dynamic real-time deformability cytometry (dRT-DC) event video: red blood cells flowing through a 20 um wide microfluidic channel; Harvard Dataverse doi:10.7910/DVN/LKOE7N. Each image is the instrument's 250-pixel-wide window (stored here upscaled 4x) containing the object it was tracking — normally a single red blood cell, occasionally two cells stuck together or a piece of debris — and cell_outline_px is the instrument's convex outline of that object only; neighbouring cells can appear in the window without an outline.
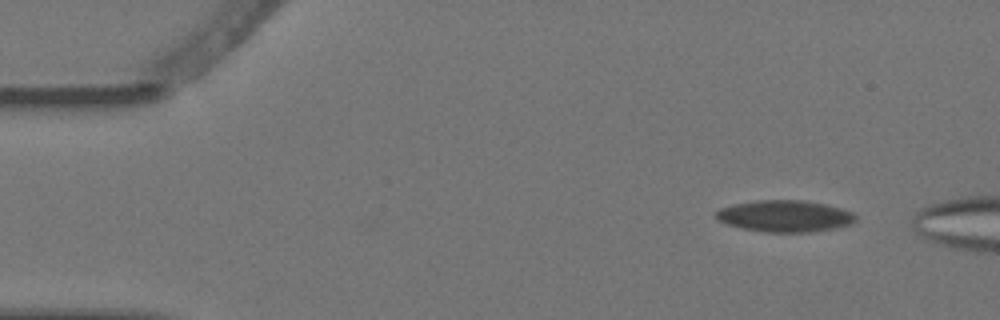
{"species": "Egyptian fruit bat (a non-hibernating species)", "species_latin": "Rousettus aegyptiacus", "temperature_condition": "warm", "stored_images_in_passage": 5, "camera_frame_rate_fps": 3000, "um_per_image_px": 0.085, "animal": {"sex": "female"}, "frame": {"image": 1, "passage_image": 5, "time_ms": 1.333, "image_size_px": [1000, 320], "cell_outline_px": [[856, 220], [848, 224], [832, 228], [812, 232], [764, 232], [744, 228], [728, 224], [720, 220], [716, 216], [716, 212], [720, 208], [732, 204], [756, 200], [804, 200], [824, 204], [840, 208], [852, 212], [856, 216]], "centroid_in_image_um": [66.7, 18.36], "position_along_channel_um": 18.3, "area_um2": 25.43}}